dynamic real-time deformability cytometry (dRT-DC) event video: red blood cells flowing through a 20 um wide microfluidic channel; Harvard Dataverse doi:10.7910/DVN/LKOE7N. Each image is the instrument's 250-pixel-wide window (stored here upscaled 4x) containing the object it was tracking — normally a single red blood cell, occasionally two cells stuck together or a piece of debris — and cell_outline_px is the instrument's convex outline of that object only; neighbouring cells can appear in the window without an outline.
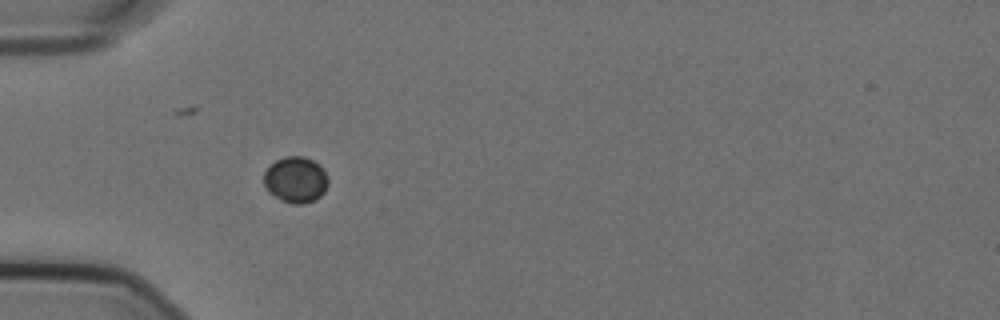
{"species": "Egyptian fruit bat (a non-hibernating species)", "species_latin": "Rousettus aegyptiacus", "temperature_condition": "cold", "stored_images_in_passage": 2, "camera_frame_rate_fps": 3000, "um_per_image_px": 0.085, "animal": {"sex": "female"}, "frame": {"image": 1, "passage_image": 1, "time_ms": 0.0, "image_size_px": [1000, 320], "cell_outline_px": [[328, 184], [324, 192], [316, 200], [304, 204], [292, 204], [280, 200], [268, 192], [264, 188], [264, 172], [276, 160], [288, 156], [304, 156], [320, 164], [328, 180]], "centroid_in_image_um": [25.13, 15.3], "position_along_channel_um": 59.9, "area_um2": 17.4}}